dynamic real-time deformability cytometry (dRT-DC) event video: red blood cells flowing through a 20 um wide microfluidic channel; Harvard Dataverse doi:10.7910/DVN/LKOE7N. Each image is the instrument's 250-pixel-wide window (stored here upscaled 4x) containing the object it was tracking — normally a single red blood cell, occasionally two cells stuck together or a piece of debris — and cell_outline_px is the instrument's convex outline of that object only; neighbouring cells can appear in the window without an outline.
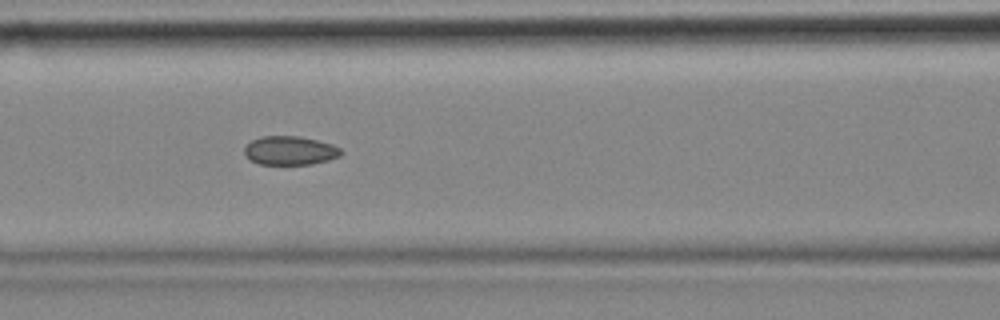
{"species": "common noctule bat (a hibernating species)", "species_latin": "Nyctalus noctula", "temperature_condition": "cold", "stored_images_in_passage": 6, "camera_frame_rate_fps": 3000, "um_per_image_px": 0.085, "animal": {"sex": "female", "body_mass_g": 18.4}, "frame": {"image": 1, "passage_image": 4, "time_ms": 1.0, "image_size_px": [1000, 320], "cell_outline_px": [[344, 152], [340, 156], [328, 160], [312, 164], [260, 164], [252, 160], [244, 152], [244, 148], [252, 140], [260, 136], [300, 136], [332, 144], [340, 148]], "centroid_in_image_um": [24.68, 12.79], "position_along_channel_um": 141.9, "area_um2": 16.13}}